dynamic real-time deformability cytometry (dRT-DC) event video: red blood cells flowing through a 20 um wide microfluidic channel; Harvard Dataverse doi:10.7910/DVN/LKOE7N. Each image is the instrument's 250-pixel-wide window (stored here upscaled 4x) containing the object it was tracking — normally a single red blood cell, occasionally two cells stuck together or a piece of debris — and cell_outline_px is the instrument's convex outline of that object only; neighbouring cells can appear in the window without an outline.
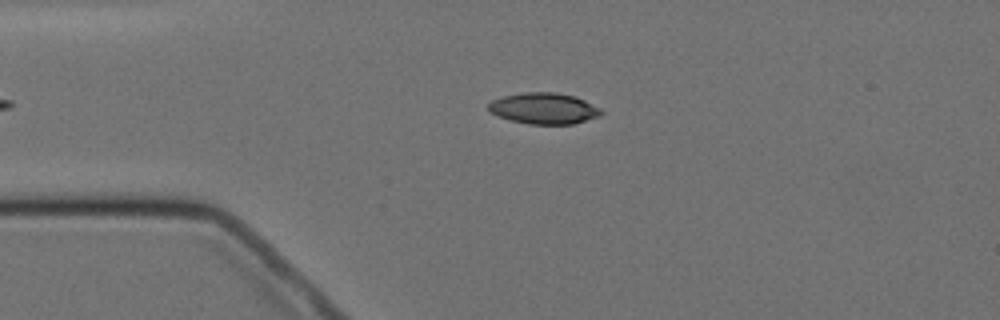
{"species": "Egyptian fruit bat (a non-hibernating species)", "species_latin": "Rousettus aegyptiacus", "temperature_condition": "cold", "stored_images_in_passage": 4, "camera_frame_rate_fps": 3000, "um_per_image_px": 0.085, "animal": {"sex": "female"}, "frame": {"image": 1, "passage_image": 2, "time_ms": 1.333, "image_size_px": [1000, 320], "cell_outline_px": [[604, 112], [600, 116], [572, 124], [528, 124], [496, 116], [488, 112], [488, 104], [492, 100], [500, 96], [524, 92], [556, 92], [576, 96], [600, 108]], "centroid_in_image_um": [46.2, 9.2], "position_along_channel_um": 38.8, "area_um2": 20.69}}
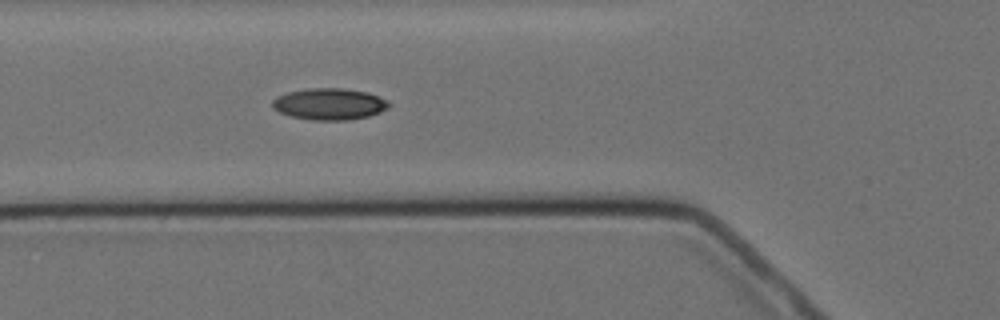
{"frame": {"image": 2, "passage_image": 4, "time_ms": 3.667, "image_size_px": [1000, 320], "cell_outline_px": [[392, 104], [388, 108], [380, 112], [368, 116], [348, 120], [312, 120], [292, 116], [280, 112], [272, 108], [272, 100], [276, 96], [288, 92], [308, 88], [344, 88], [368, 92], [388, 100]], "centroid_in_image_um": [28.01, 8.83], "position_along_channel_um": 97.8, "area_um2": 21.56}}